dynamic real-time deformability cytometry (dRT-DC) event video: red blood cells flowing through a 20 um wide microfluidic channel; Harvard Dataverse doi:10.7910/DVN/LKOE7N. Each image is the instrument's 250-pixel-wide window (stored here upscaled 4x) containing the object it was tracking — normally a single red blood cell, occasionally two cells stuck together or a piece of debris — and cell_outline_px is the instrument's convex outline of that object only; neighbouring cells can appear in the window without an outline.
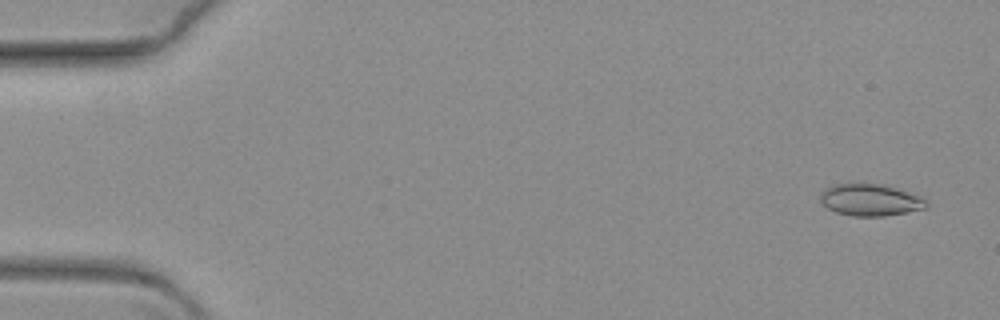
{"species": "common noctule bat (a hibernating species)", "species_latin": "Nyctalus noctula", "temperature_condition": "warm", "stored_images_in_passage": 67, "camera_frame_rate_fps": 3000, "um_per_image_px": 0.085, "animal": {"sex": "female", "body_mass_g": 19.3, "forearm_length_mm": 54.1}, "frame": {"image": 1, "passage_image": 4, "time_ms": 1.0, "image_size_px": [1000, 320], "cell_outline_px": [[928, 204], [924, 208], [908, 212], [884, 216], [852, 216], [836, 212], [828, 208], [820, 200], [820, 192], [836, 184], [876, 184], [892, 188], [916, 196], [924, 200]], "centroid_in_image_um": [73.91, 17.02], "position_along_channel_um": 11.1, "area_um2": 18.96}}
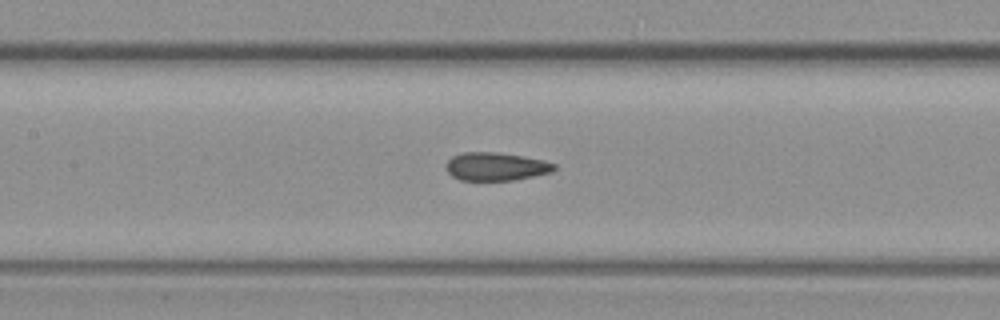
{"frame": {"image": 2, "passage_image": 32, "time_ms": 10.333, "image_size_px": [1000, 320], "cell_outline_px": [[556, 168], [552, 172], [516, 180], [460, 180], [452, 176], [448, 172], [448, 160], [452, 156], [460, 152], [496, 152], [524, 156], [544, 160], [556, 164]], "centroid_in_image_um": [42.19, 14.15], "position_along_channel_um": 165.2, "area_um2": 17.8}}
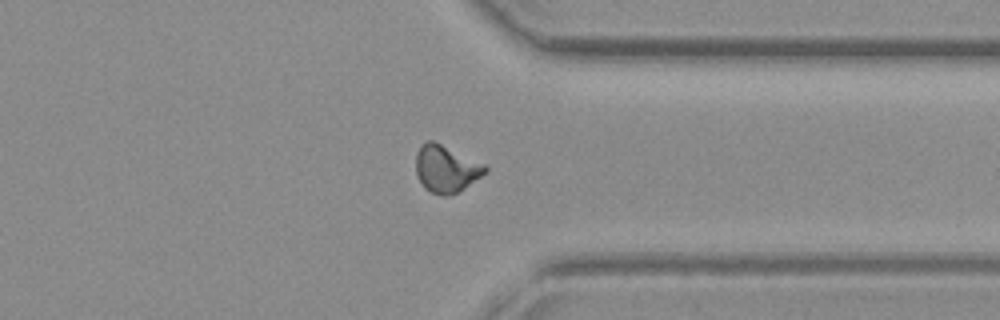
{"frame": {"image": 3, "passage_image": 52, "time_ms": 17.0, "image_size_px": [1000, 320], "cell_outline_px": [[488, 172], [464, 188], [448, 196], [440, 196], [424, 188], [416, 172], [416, 152], [420, 144], [428, 140], [432, 140], [484, 164], [488, 168]], "centroid_in_image_um": [37.9, 14.35], "position_along_channel_um": 373.5, "area_um2": 18.9}}